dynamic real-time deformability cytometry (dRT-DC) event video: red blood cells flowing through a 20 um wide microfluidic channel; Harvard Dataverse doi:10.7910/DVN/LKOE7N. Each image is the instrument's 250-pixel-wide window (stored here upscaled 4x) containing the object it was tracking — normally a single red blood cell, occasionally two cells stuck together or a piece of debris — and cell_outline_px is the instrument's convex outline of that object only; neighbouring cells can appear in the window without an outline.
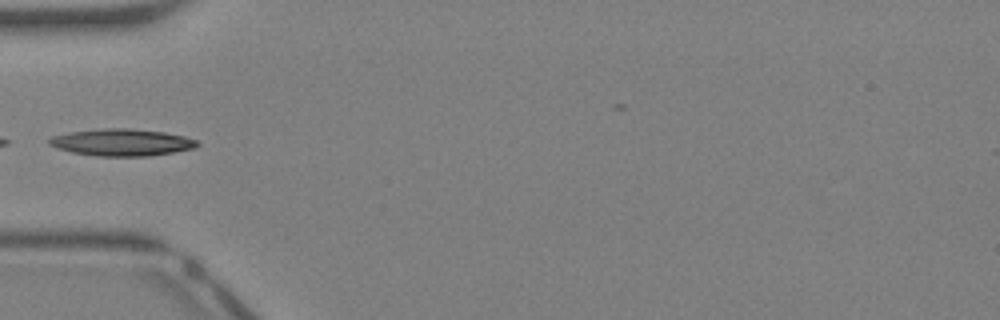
{"species": "Egyptian fruit bat (a non-hibernating species)", "species_latin": "Rousettus aegyptiacus", "temperature_condition": "warm", "stored_images_in_passage": 20, "camera_frame_rate_fps": 3000, "um_per_image_px": 0.085, "animal": {"sex": "female"}, "frame": {"image": 1, "passage_image": 1, "time_ms": 0.0, "image_size_px": [1000, 320], "cell_outline_px": [[200, 144], [196, 148], [148, 156], [96, 156], [72, 152], [56, 148], [48, 144], [48, 140], [52, 136], [72, 132], [104, 128], [128, 128], [164, 132], [184, 136], [196, 140]], "centroid_in_image_um": [10.35, 12.1], "position_along_channel_um": 74.6, "area_um2": 23.18}}
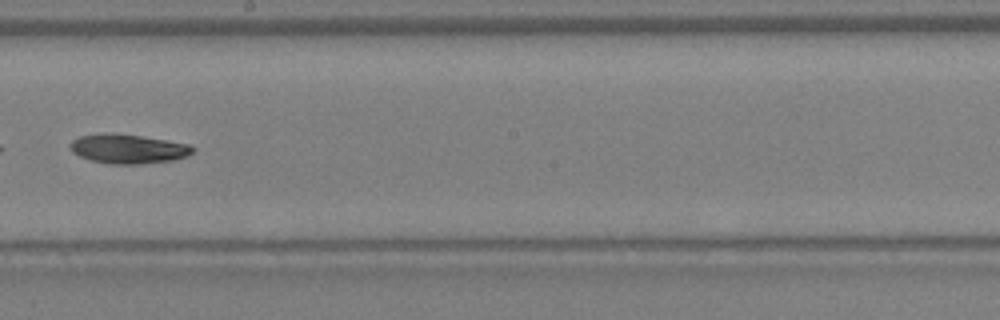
{"frame": {"image": 2, "passage_image": 11, "time_ms": 3.333, "image_size_px": [1000, 320], "cell_outline_px": [[196, 148], [188, 156], [172, 160], [136, 164], [112, 164], [92, 160], [80, 156], [72, 152], [68, 148], [68, 144], [72, 140], [80, 136], [140, 136], [188, 144]], "centroid_in_image_um": [10.91, 12.7], "position_along_channel_um": 237.3, "area_um2": 19.94}}
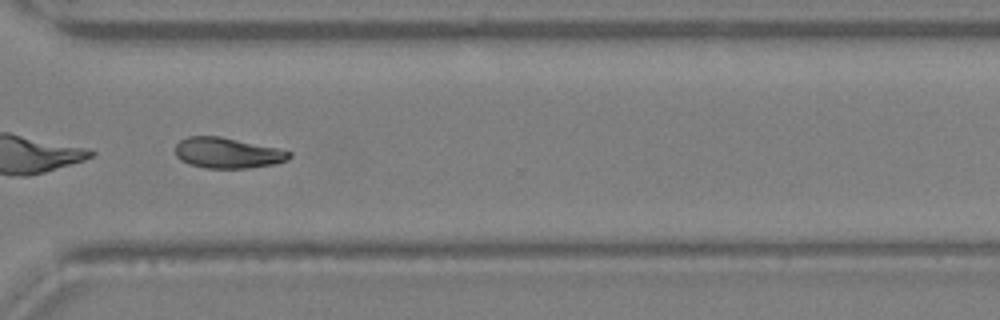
{"frame": {"image": 3, "passage_image": 18, "time_ms": 5.667, "image_size_px": [1000, 320], "cell_outline_px": [[292, 156], [288, 160], [276, 164], [248, 168], [204, 168], [188, 164], [180, 160], [176, 156], [176, 144], [180, 140], [188, 136], [220, 136], [280, 148], [292, 152]], "centroid_in_image_um": [19.37, 13.0], "position_along_channel_um": 351.2, "area_um2": 20.63}}